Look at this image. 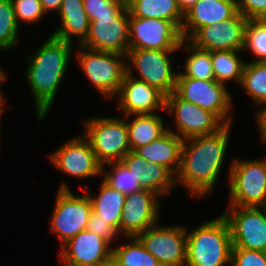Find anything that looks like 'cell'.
Instances as JSON below:
<instances>
[{
    "mask_svg": "<svg viewBox=\"0 0 266 266\" xmlns=\"http://www.w3.org/2000/svg\"><path fill=\"white\" fill-rule=\"evenodd\" d=\"M183 139L167 130L150 144L136 148L134 152L151 163L168 168L175 176L181 165Z\"/></svg>",
    "mask_w": 266,
    "mask_h": 266,
    "instance_id": "cell-21",
    "label": "cell"
},
{
    "mask_svg": "<svg viewBox=\"0 0 266 266\" xmlns=\"http://www.w3.org/2000/svg\"><path fill=\"white\" fill-rule=\"evenodd\" d=\"M129 49L179 50L181 30L171 21L138 18L128 11Z\"/></svg>",
    "mask_w": 266,
    "mask_h": 266,
    "instance_id": "cell-11",
    "label": "cell"
},
{
    "mask_svg": "<svg viewBox=\"0 0 266 266\" xmlns=\"http://www.w3.org/2000/svg\"><path fill=\"white\" fill-rule=\"evenodd\" d=\"M177 50L129 49L126 55L127 72H138L139 80L156 88L165 97L175 92L177 72L170 54ZM133 67V68H132ZM135 69V70H132Z\"/></svg>",
    "mask_w": 266,
    "mask_h": 266,
    "instance_id": "cell-7",
    "label": "cell"
},
{
    "mask_svg": "<svg viewBox=\"0 0 266 266\" xmlns=\"http://www.w3.org/2000/svg\"><path fill=\"white\" fill-rule=\"evenodd\" d=\"M245 50L256 56L254 62L266 61V19L248 21L243 51Z\"/></svg>",
    "mask_w": 266,
    "mask_h": 266,
    "instance_id": "cell-33",
    "label": "cell"
},
{
    "mask_svg": "<svg viewBox=\"0 0 266 266\" xmlns=\"http://www.w3.org/2000/svg\"><path fill=\"white\" fill-rule=\"evenodd\" d=\"M124 117L133 118L131 122L126 120L131 151L150 144L168 130L165 128L162 116L156 113L132 114Z\"/></svg>",
    "mask_w": 266,
    "mask_h": 266,
    "instance_id": "cell-24",
    "label": "cell"
},
{
    "mask_svg": "<svg viewBox=\"0 0 266 266\" xmlns=\"http://www.w3.org/2000/svg\"><path fill=\"white\" fill-rule=\"evenodd\" d=\"M156 224L136 238L162 266L186 265V228L181 225L158 226Z\"/></svg>",
    "mask_w": 266,
    "mask_h": 266,
    "instance_id": "cell-13",
    "label": "cell"
},
{
    "mask_svg": "<svg viewBox=\"0 0 266 266\" xmlns=\"http://www.w3.org/2000/svg\"><path fill=\"white\" fill-rule=\"evenodd\" d=\"M107 1L120 5L122 8L127 9V10L129 9L130 4L132 2V0H107Z\"/></svg>",
    "mask_w": 266,
    "mask_h": 266,
    "instance_id": "cell-43",
    "label": "cell"
},
{
    "mask_svg": "<svg viewBox=\"0 0 266 266\" xmlns=\"http://www.w3.org/2000/svg\"><path fill=\"white\" fill-rule=\"evenodd\" d=\"M237 10L248 20L266 19V0H237Z\"/></svg>",
    "mask_w": 266,
    "mask_h": 266,
    "instance_id": "cell-38",
    "label": "cell"
},
{
    "mask_svg": "<svg viewBox=\"0 0 266 266\" xmlns=\"http://www.w3.org/2000/svg\"><path fill=\"white\" fill-rule=\"evenodd\" d=\"M228 176L229 206L266 207V167L262 159H235Z\"/></svg>",
    "mask_w": 266,
    "mask_h": 266,
    "instance_id": "cell-6",
    "label": "cell"
},
{
    "mask_svg": "<svg viewBox=\"0 0 266 266\" xmlns=\"http://www.w3.org/2000/svg\"><path fill=\"white\" fill-rule=\"evenodd\" d=\"M133 72H126L115 97H119L117 108L123 116L132 114H154L165 110V96L156 88L137 79ZM136 77V78H135Z\"/></svg>",
    "mask_w": 266,
    "mask_h": 266,
    "instance_id": "cell-19",
    "label": "cell"
},
{
    "mask_svg": "<svg viewBox=\"0 0 266 266\" xmlns=\"http://www.w3.org/2000/svg\"><path fill=\"white\" fill-rule=\"evenodd\" d=\"M83 6L90 21L96 17L117 16L124 8L107 0H83Z\"/></svg>",
    "mask_w": 266,
    "mask_h": 266,
    "instance_id": "cell-36",
    "label": "cell"
},
{
    "mask_svg": "<svg viewBox=\"0 0 266 266\" xmlns=\"http://www.w3.org/2000/svg\"><path fill=\"white\" fill-rule=\"evenodd\" d=\"M121 162L130 170V172H133L137 178H139V175L141 174L142 166H146L148 163L147 160L131 150L124 156Z\"/></svg>",
    "mask_w": 266,
    "mask_h": 266,
    "instance_id": "cell-39",
    "label": "cell"
},
{
    "mask_svg": "<svg viewBox=\"0 0 266 266\" xmlns=\"http://www.w3.org/2000/svg\"><path fill=\"white\" fill-rule=\"evenodd\" d=\"M237 12V4L230 0H198L184 14L182 38L189 40L201 27L230 19Z\"/></svg>",
    "mask_w": 266,
    "mask_h": 266,
    "instance_id": "cell-20",
    "label": "cell"
},
{
    "mask_svg": "<svg viewBox=\"0 0 266 266\" xmlns=\"http://www.w3.org/2000/svg\"><path fill=\"white\" fill-rule=\"evenodd\" d=\"M1 117H2V115H0V124H1V121H2ZM0 126H1V125H0ZM0 131H1V129H0ZM0 134H1V133H0Z\"/></svg>",
    "mask_w": 266,
    "mask_h": 266,
    "instance_id": "cell-48",
    "label": "cell"
},
{
    "mask_svg": "<svg viewBox=\"0 0 266 266\" xmlns=\"http://www.w3.org/2000/svg\"><path fill=\"white\" fill-rule=\"evenodd\" d=\"M84 192L88 195L91 204L92 211L101 219L109 223L111 226L115 227L120 234V221L122 216V209L126 201V194L113 189L108 183L103 179L100 186V192L95 197L90 194V187ZM89 191V192H87Z\"/></svg>",
    "mask_w": 266,
    "mask_h": 266,
    "instance_id": "cell-23",
    "label": "cell"
},
{
    "mask_svg": "<svg viewBox=\"0 0 266 266\" xmlns=\"http://www.w3.org/2000/svg\"><path fill=\"white\" fill-rule=\"evenodd\" d=\"M35 52L28 57L25 79L33 95L37 118L41 121L48 115L59 92L70 63L72 43L50 35Z\"/></svg>",
    "mask_w": 266,
    "mask_h": 266,
    "instance_id": "cell-2",
    "label": "cell"
},
{
    "mask_svg": "<svg viewBox=\"0 0 266 266\" xmlns=\"http://www.w3.org/2000/svg\"><path fill=\"white\" fill-rule=\"evenodd\" d=\"M175 116V130L168 128L181 139L213 134L226 124L213 112L181 99L175 92L165 97V110Z\"/></svg>",
    "mask_w": 266,
    "mask_h": 266,
    "instance_id": "cell-10",
    "label": "cell"
},
{
    "mask_svg": "<svg viewBox=\"0 0 266 266\" xmlns=\"http://www.w3.org/2000/svg\"><path fill=\"white\" fill-rule=\"evenodd\" d=\"M51 163L72 177L92 178L102 175V165L84 136L73 137L49 155Z\"/></svg>",
    "mask_w": 266,
    "mask_h": 266,
    "instance_id": "cell-14",
    "label": "cell"
},
{
    "mask_svg": "<svg viewBox=\"0 0 266 266\" xmlns=\"http://www.w3.org/2000/svg\"><path fill=\"white\" fill-rule=\"evenodd\" d=\"M141 189L156 193L160 198L170 194L176 185V176L166 167L148 162L139 175Z\"/></svg>",
    "mask_w": 266,
    "mask_h": 266,
    "instance_id": "cell-29",
    "label": "cell"
},
{
    "mask_svg": "<svg viewBox=\"0 0 266 266\" xmlns=\"http://www.w3.org/2000/svg\"><path fill=\"white\" fill-rule=\"evenodd\" d=\"M75 58L90 84L97 89L96 91L107 99H113L127 72L126 56L93 50L80 45Z\"/></svg>",
    "mask_w": 266,
    "mask_h": 266,
    "instance_id": "cell-5",
    "label": "cell"
},
{
    "mask_svg": "<svg viewBox=\"0 0 266 266\" xmlns=\"http://www.w3.org/2000/svg\"><path fill=\"white\" fill-rule=\"evenodd\" d=\"M129 13L138 18L165 19L173 22L180 30L184 14L176 0H132Z\"/></svg>",
    "mask_w": 266,
    "mask_h": 266,
    "instance_id": "cell-25",
    "label": "cell"
},
{
    "mask_svg": "<svg viewBox=\"0 0 266 266\" xmlns=\"http://www.w3.org/2000/svg\"><path fill=\"white\" fill-rule=\"evenodd\" d=\"M63 0H40L45 13L58 12Z\"/></svg>",
    "mask_w": 266,
    "mask_h": 266,
    "instance_id": "cell-41",
    "label": "cell"
},
{
    "mask_svg": "<svg viewBox=\"0 0 266 266\" xmlns=\"http://www.w3.org/2000/svg\"><path fill=\"white\" fill-rule=\"evenodd\" d=\"M6 73H5V71H4V68H2L1 66H0V80H6L7 78H6Z\"/></svg>",
    "mask_w": 266,
    "mask_h": 266,
    "instance_id": "cell-45",
    "label": "cell"
},
{
    "mask_svg": "<svg viewBox=\"0 0 266 266\" xmlns=\"http://www.w3.org/2000/svg\"><path fill=\"white\" fill-rule=\"evenodd\" d=\"M80 45L126 56L129 50L128 10L123 9L117 16L96 17L90 21L89 33Z\"/></svg>",
    "mask_w": 266,
    "mask_h": 266,
    "instance_id": "cell-15",
    "label": "cell"
},
{
    "mask_svg": "<svg viewBox=\"0 0 266 266\" xmlns=\"http://www.w3.org/2000/svg\"><path fill=\"white\" fill-rule=\"evenodd\" d=\"M186 233L185 266H230L231 230L222 214Z\"/></svg>",
    "mask_w": 266,
    "mask_h": 266,
    "instance_id": "cell-3",
    "label": "cell"
},
{
    "mask_svg": "<svg viewBox=\"0 0 266 266\" xmlns=\"http://www.w3.org/2000/svg\"><path fill=\"white\" fill-rule=\"evenodd\" d=\"M248 21L238 11L230 19L201 27L189 41L207 51H243Z\"/></svg>",
    "mask_w": 266,
    "mask_h": 266,
    "instance_id": "cell-16",
    "label": "cell"
},
{
    "mask_svg": "<svg viewBox=\"0 0 266 266\" xmlns=\"http://www.w3.org/2000/svg\"><path fill=\"white\" fill-rule=\"evenodd\" d=\"M57 192L53 209L50 231L58 236L60 246L70 238L86 230L92 213V204L85 193L75 196L70 188L62 182Z\"/></svg>",
    "mask_w": 266,
    "mask_h": 266,
    "instance_id": "cell-8",
    "label": "cell"
},
{
    "mask_svg": "<svg viewBox=\"0 0 266 266\" xmlns=\"http://www.w3.org/2000/svg\"><path fill=\"white\" fill-rule=\"evenodd\" d=\"M61 25L53 31L54 37L72 43L73 36L79 38V45L90 29V19L83 6V0H63L58 10Z\"/></svg>",
    "mask_w": 266,
    "mask_h": 266,
    "instance_id": "cell-22",
    "label": "cell"
},
{
    "mask_svg": "<svg viewBox=\"0 0 266 266\" xmlns=\"http://www.w3.org/2000/svg\"><path fill=\"white\" fill-rule=\"evenodd\" d=\"M240 86L255 106L266 105V61H246Z\"/></svg>",
    "mask_w": 266,
    "mask_h": 266,
    "instance_id": "cell-30",
    "label": "cell"
},
{
    "mask_svg": "<svg viewBox=\"0 0 266 266\" xmlns=\"http://www.w3.org/2000/svg\"><path fill=\"white\" fill-rule=\"evenodd\" d=\"M60 266H99L111 260L112 247L99 235L83 230L64 243Z\"/></svg>",
    "mask_w": 266,
    "mask_h": 266,
    "instance_id": "cell-18",
    "label": "cell"
},
{
    "mask_svg": "<svg viewBox=\"0 0 266 266\" xmlns=\"http://www.w3.org/2000/svg\"><path fill=\"white\" fill-rule=\"evenodd\" d=\"M126 239L130 241L112 247L111 260L116 266H162L136 237Z\"/></svg>",
    "mask_w": 266,
    "mask_h": 266,
    "instance_id": "cell-28",
    "label": "cell"
},
{
    "mask_svg": "<svg viewBox=\"0 0 266 266\" xmlns=\"http://www.w3.org/2000/svg\"><path fill=\"white\" fill-rule=\"evenodd\" d=\"M83 120V136L89 141L102 169H105V164L120 162L131 150L124 116Z\"/></svg>",
    "mask_w": 266,
    "mask_h": 266,
    "instance_id": "cell-4",
    "label": "cell"
},
{
    "mask_svg": "<svg viewBox=\"0 0 266 266\" xmlns=\"http://www.w3.org/2000/svg\"><path fill=\"white\" fill-rule=\"evenodd\" d=\"M262 142H263V143L265 142L264 144H266V141H262ZM262 161L264 162V165H265V167H266V157H265V159H263Z\"/></svg>",
    "mask_w": 266,
    "mask_h": 266,
    "instance_id": "cell-47",
    "label": "cell"
},
{
    "mask_svg": "<svg viewBox=\"0 0 266 266\" xmlns=\"http://www.w3.org/2000/svg\"><path fill=\"white\" fill-rule=\"evenodd\" d=\"M243 51H211V60L215 80L222 84L235 80L241 84L245 62L238 55Z\"/></svg>",
    "mask_w": 266,
    "mask_h": 266,
    "instance_id": "cell-27",
    "label": "cell"
},
{
    "mask_svg": "<svg viewBox=\"0 0 266 266\" xmlns=\"http://www.w3.org/2000/svg\"><path fill=\"white\" fill-rule=\"evenodd\" d=\"M19 24L12 0H0V50L12 49L18 42Z\"/></svg>",
    "mask_w": 266,
    "mask_h": 266,
    "instance_id": "cell-32",
    "label": "cell"
},
{
    "mask_svg": "<svg viewBox=\"0 0 266 266\" xmlns=\"http://www.w3.org/2000/svg\"><path fill=\"white\" fill-rule=\"evenodd\" d=\"M99 266H116V265H115V263L112 260H110L107 263H104V264L99 265Z\"/></svg>",
    "mask_w": 266,
    "mask_h": 266,
    "instance_id": "cell-46",
    "label": "cell"
},
{
    "mask_svg": "<svg viewBox=\"0 0 266 266\" xmlns=\"http://www.w3.org/2000/svg\"><path fill=\"white\" fill-rule=\"evenodd\" d=\"M12 3L18 24L35 23L46 15L40 0H12Z\"/></svg>",
    "mask_w": 266,
    "mask_h": 266,
    "instance_id": "cell-34",
    "label": "cell"
},
{
    "mask_svg": "<svg viewBox=\"0 0 266 266\" xmlns=\"http://www.w3.org/2000/svg\"><path fill=\"white\" fill-rule=\"evenodd\" d=\"M256 122L260 131L262 141H266V105L259 108L256 113Z\"/></svg>",
    "mask_w": 266,
    "mask_h": 266,
    "instance_id": "cell-40",
    "label": "cell"
},
{
    "mask_svg": "<svg viewBox=\"0 0 266 266\" xmlns=\"http://www.w3.org/2000/svg\"><path fill=\"white\" fill-rule=\"evenodd\" d=\"M198 0H176L178 7L185 14Z\"/></svg>",
    "mask_w": 266,
    "mask_h": 266,
    "instance_id": "cell-42",
    "label": "cell"
},
{
    "mask_svg": "<svg viewBox=\"0 0 266 266\" xmlns=\"http://www.w3.org/2000/svg\"><path fill=\"white\" fill-rule=\"evenodd\" d=\"M230 266H266V252L232 247Z\"/></svg>",
    "mask_w": 266,
    "mask_h": 266,
    "instance_id": "cell-35",
    "label": "cell"
},
{
    "mask_svg": "<svg viewBox=\"0 0 266 266\" xmlns=\"http://www.w3.org/2000/svg\"><path fill=\"white\" fill-rule=\"evenodd\" d=\"M86 230L104 238L110 245L111 242L113 243L116 240L115 238L120 235L115 227L101 219V216H98V214L93 211L89 217Z\"/></svg>",
    "mask_w": 266,
    "mask_h": 266,
    "instance_id": "cell-37",
    "label": "cell"
},
{
    "mask_svg": "<svg viewBox=\"0 0 266 266\" xmlns=\"http://www.w3.org/2000/svg\"><path fill=\"white\" fill-rule=\"evenodd\" d=\"M5 80H0V84L2 83V82H4ZM1 87V86H0ZM2 90V88H0V115H2V113H3V111L5 110V102H3L4 101V97H3V92L1 91Z\"/></svg>",
    "mask_w": 266,
    "mask_h": 266,
    "instance_id": "cell-44",
    "label": "cell"
},
{
    "mask_svg": "<svg viewBox=\"0 0 266 266\" xmlns=\"http://www.w3.org/2000/svg\"><path fill=\"white\" fill-rule=\"evenodd\" d=\"M106 165L112 166V168L111 170L102 169L103 180L113 189L126 195L141 190L139 178L133 172H130L121 161Z\"/></svg>",
    "mask_w": 266,
    "mask_h": 266,
    "instance_id": "cell-31",
    "label": "cell"
},
{
    "mask_svg": "<svg viewBox=\"0 0 266 266\" xmlns=\"http://www.w3.org/2000/svg\"><path fill=\"white\" fill-rule=\"evenodd\" d=\"M232 124L213 134L195 136L183 141L181 165L176 184L184 186L192 197L212 194L224 165Z\"/></svg>",
    "mask_w": 266,
    "mask_h": 266,
    "instance_id": "cell-1",
    "label": "cell"
},
{
    "mask_svg": "<svg viewBox=\"0 0 266 266\" xmlns=\"http://www.w3.org/2000/svg\"><path fill=\"white\" fill-rule=\"evenodd\" d=\"M159 198L156 193L145 189L126 195L120 221L123 238L136 237L159 223Z\"/></svg>",
    "mask_w": 266,
    "mask_h": 266,
    "instance_id": "cell-17",
    "label": "cell"
},
{
    "mask_svg": "<svg viewBox=\"0 0 266 266\" xmlns=\"http://www.w3.org/2000/svg\"><path fill=\"white\" fill-rule=\"evenodd\" d=\"M179 49L190 53L185 61L184 72L177 74V77H189L200 80H215L211 51L203 50L196 47L188 39H183Z\"/></svg>",
    "mask_w": 266,
    "mask_h": 266,
    "instance_id": "cell-26",
    "label": "cell"
},
{
    "mask_svg": "<svg viewBox=\"0 0 266 266\" xmlns=\"http://www.w3.org/2000/svg\"><path fill=\"white\" fill-rule=\"evenodd\" d=\"M223 212L233 247L266 252V207L228 206Z\"/></svg>",
    "mask_w": 266,
    "mask_h": 266,
    "instance_id": "cell-12",
    "label": "cell"
},
{
    "mask_svg": "<svg viewBox=\"0 0 266 266\" xmlns=\"http://www.w3.org/2000/svg\"><path fill=\"white\" fill-rule=\"evenodd\" d=\"M226 87L216 80L177 77L175 93L184 101L215 113L225 124H233V98Z\"/></svg>",
    "mask_w": 266,
    "mask_h": 266,
    "instance_id": "cell-9",
    "label": "cell"
}]
</instances>
